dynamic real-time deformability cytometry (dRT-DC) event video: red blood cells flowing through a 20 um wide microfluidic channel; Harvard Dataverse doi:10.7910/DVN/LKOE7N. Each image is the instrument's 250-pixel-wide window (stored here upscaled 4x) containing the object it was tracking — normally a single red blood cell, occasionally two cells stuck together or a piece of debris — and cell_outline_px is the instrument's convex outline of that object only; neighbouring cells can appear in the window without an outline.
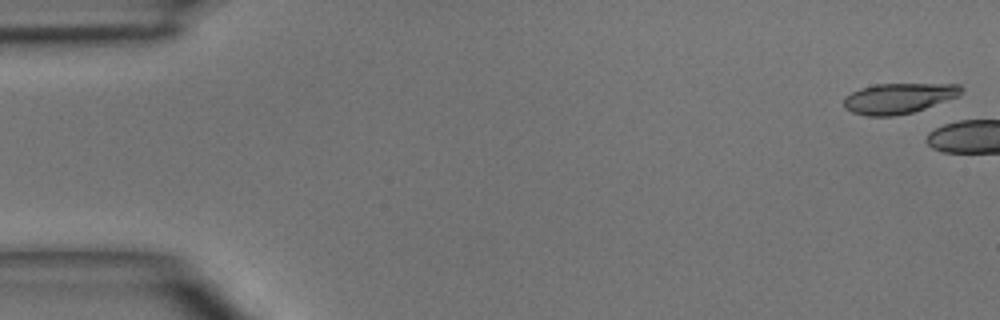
{"species": "common noctule bat (a hibernating species)", "species_latin": "Nyctalus noctula", "temperature_condition": "room temperature", "stored_images_in_passage": 4, "camera_frame_rate_fps": 3000, "um_per_image_px": 0.085, "animal": {"sex": "male", "body_mass_g": 15.6}, "frame": {"image": 1, "passage_image": 1, "time_ms": 0.0, "image_size_px": [1000, 320], "cell_outline_px": [[964, 88], [956, 96], [924, 108], [912, 112], [892, 116], [868, 116], [852, 112], [844, 108], [844, 96], [860, 88], [876, 84], [960, 84]], "centroid_in_image_um": [76.32, 8.35], "position_along_channel_um": 8.7, "area_um2": 20.52}}